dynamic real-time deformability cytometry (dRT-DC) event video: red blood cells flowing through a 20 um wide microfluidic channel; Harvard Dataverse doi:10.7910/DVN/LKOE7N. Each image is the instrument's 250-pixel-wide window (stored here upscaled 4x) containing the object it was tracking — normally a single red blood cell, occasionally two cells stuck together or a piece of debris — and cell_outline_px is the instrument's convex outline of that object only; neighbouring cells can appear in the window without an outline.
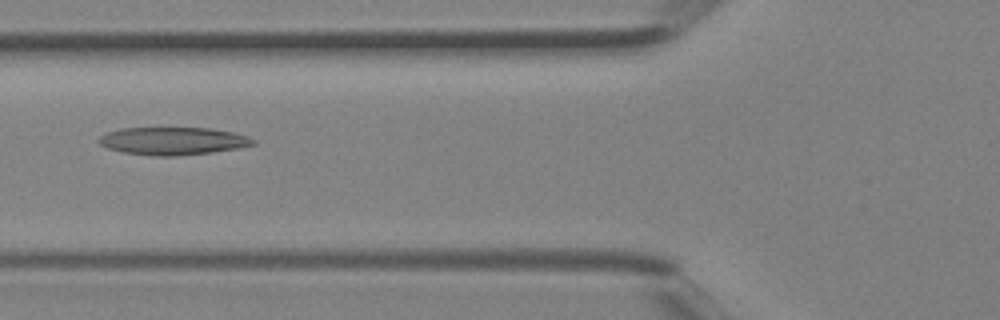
{"species": "Egyptian fruit bat (a non-hibernating species)", "species_latin": "Rousettus aegyptiacus", "temperature_condition": "room temperature", "stored_images_in_passage": 30, "camera_frame_rate_fps": 3000, "um_per_image_px": 0.085, "animal": {"sex": "female"}, "frame": {"image": 1, "passage_image": 5, "time_ms": 1.333, "image_size_px": [1000, 320], "cell_outline_px": [[256, 144], [240, 148], [212, 152], [176, 156], [156, 156], [124, 152], [108, 148], [100, 144], [96, 140], [100, 136], [108, 132], [120, 128], [212, 128], [232, 132], [248, 136], [256, 140]], "centroid_in_image_um": [14.73, 11.98], "position_along_channel_um": 111.1, "area_um2": 24.97}}
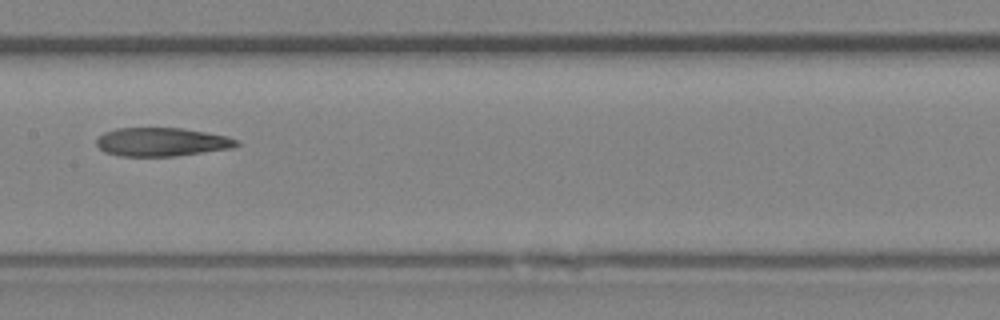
{"frame": {"image": 2, "passage_image": 10, "time_ms": 3.0, "image_size_px": [1000, 320], "cell_outline_px": [[240, 144], [232, 148], [176, 156], [120, 156], [104, 152], [96, 144], [96, 140], [104, 132], [116, 128], [180, 128], [228, 136], [236, 140]], "centroid_in_image_um": [13.72, 12.07], "position_along_channel_um": 193.7, "area_um2": 23.24}}
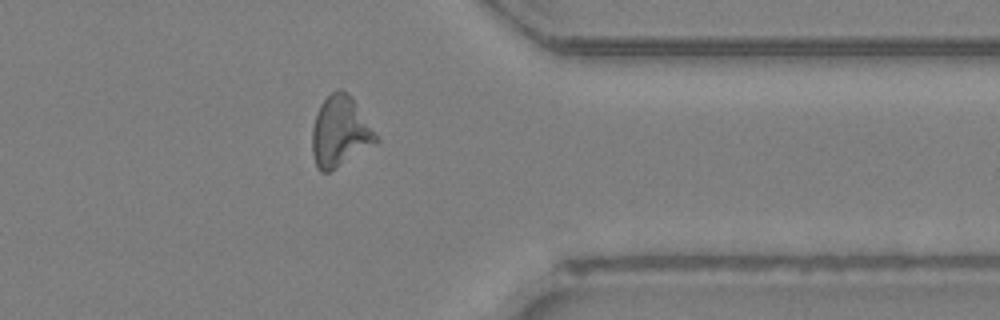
{"frame": {"image": 3, "passage_image": 22, "time_ms": 7.0, "image_size_px": [1000, 320], "cell_outline_px": [[380, 140], [376, 144], [328, 172], [320, 172], [316, 164], [312, 152], [312, 128], [316, 112], [320, 104], [332, 92], [340, 88], [348, 92], [352, 96]], "centroid_in_image_um": [28.9, 11.17], "position_along_channel_um": 382.5, "area_um2": 26.18}}